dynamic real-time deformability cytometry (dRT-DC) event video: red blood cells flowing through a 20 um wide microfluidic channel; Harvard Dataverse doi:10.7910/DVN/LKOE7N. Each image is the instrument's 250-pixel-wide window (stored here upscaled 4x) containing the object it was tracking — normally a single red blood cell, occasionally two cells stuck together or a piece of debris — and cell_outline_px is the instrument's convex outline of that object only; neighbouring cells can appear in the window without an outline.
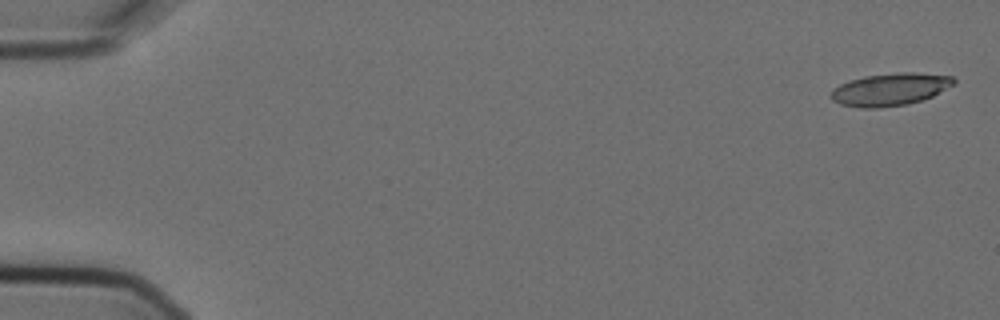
{"species": "Egyptian fruit bat (a non-hibernating species)", "species_latin": "Rousettus aegyptiacus", "temperature_condition": "cold", "stored_images_in_passage": 4, "camera_frame_rate_fps": 3000, "um_per_image_px": 0.085, "animal": {"sex": "female"}, "frame": {"image": 1, "passage_image": 1, "time_ms": 0.0, "image_size_px": [1000, 320], "cell_outline_px": [[956, 84], [932, 96], [908, 104], [880, 108], [860, 108], [840, 104], [832, 100], [828, 96], [832, 88], [848, 80], [864, 76], [900, 72], [916, 72], [952, 76], [956, 80]], "centroid_in_image_um": [75.63, 7.59], "position_along_channel_um": 9.4, "area_um2": 23.58}}
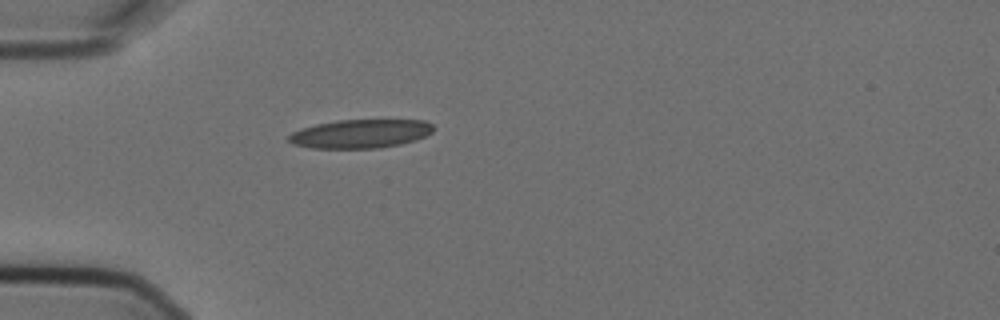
{"frame": {"image": 2, "passage_image": 4, "time_ms": 1.0, "image_size_px": [1000, 320], "cell_outline_px": [[432, 132], [416, 140], [400, 144], [380, 148], [312, 148], [292, 144], [288, 140], [288, 136], [292, 132], [316, 124], [340, 120], [424, 120], [432, 124]], "centroid_in_image_um": [30.63, 11.37], "position_along_channel_um": 54.4, "area_um2": 24.04}}